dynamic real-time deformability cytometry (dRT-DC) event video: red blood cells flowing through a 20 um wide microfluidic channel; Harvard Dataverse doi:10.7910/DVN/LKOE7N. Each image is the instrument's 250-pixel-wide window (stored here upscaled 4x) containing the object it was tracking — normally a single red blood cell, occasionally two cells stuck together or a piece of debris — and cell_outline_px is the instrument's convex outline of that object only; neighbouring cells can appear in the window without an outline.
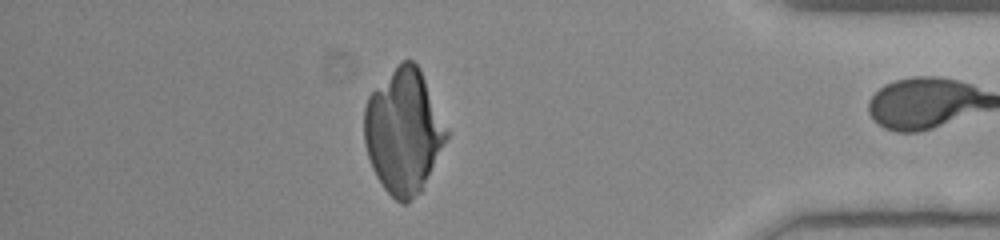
{"species": "human", "species_latin": "Homo sapiens", "temperature_condition": "room temperature", "stored_images_in_passage": 33, "camera_frame_rate_fps": 3000, "um_per_image_px": 0.085, "donor": {"sex": "female"}, "frame": {"image": 1, "passage_image": 32, "time_ms": 10.333, "image_size_px": [1000, 240], "cell_outline_px": [[448, 136], [420, 192], [404, 204], [400, 204], [384, 188], [376, 176], [372, 168], [364, 144], [364, 108], [368, 96], [396, 64], [400, 60], [412, 60], [420, 68], [448, 132]], "centroid_in_image_um": [34.26, 11.14], "position_along_channel_um": 400.9, "area_um2": 59.07}}